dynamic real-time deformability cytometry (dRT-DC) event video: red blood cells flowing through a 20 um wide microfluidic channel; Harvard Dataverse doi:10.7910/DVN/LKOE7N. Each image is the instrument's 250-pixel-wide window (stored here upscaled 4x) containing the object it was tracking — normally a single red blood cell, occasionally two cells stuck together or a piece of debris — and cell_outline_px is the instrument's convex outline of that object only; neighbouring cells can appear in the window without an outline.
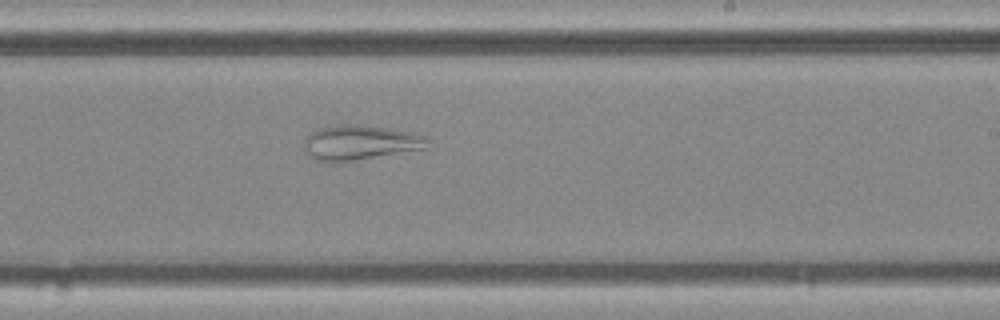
{"species": "common noctule bat (a hibernating species)", "species_latin": "Nyctalus noctula", "temperature_condition": "cold", "stored_images_in_passage": 48, "camera_frame_rate_fps": 3000, "um_per_image_px": 0.085, "animal": {"sex": "female", "body_mass_g": 25.1}, "frame": {"image": 1, "passage_image": 26, "time_ms": 8.333, "image_size_px": [1000, 320], "cell_outline_px": [[428, 140], [424, 148], [352, 160], [316, 160], [308, 156], [304, 144], [304, 136], [316, 128], [340, 124], [356, 124], [388, 128], [412, 132], [424, 136]], "centroid_in_image_um": [30.53, 12.07], "position_along_channel_um": 258.5, "area_um2": 24.45}}
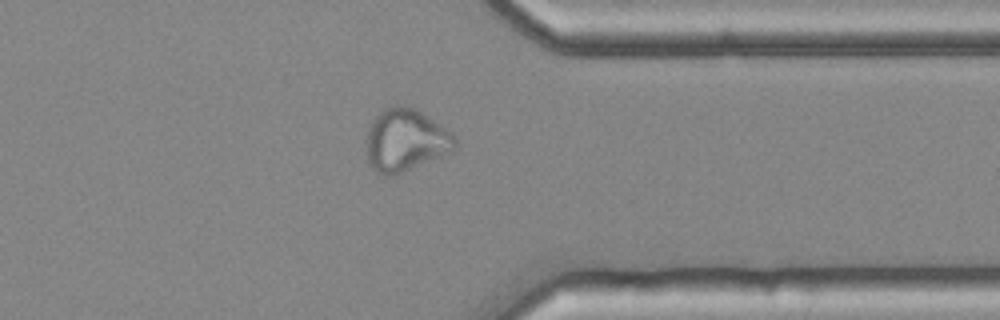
{"frame": {"image": 2, "passage_image": 36, "time_ms": 11.667, "image_size_px": [1000, 320], "cell_outline_px": [[456, 144], [452, 148], [440, 156], [392, 176], [384, 176], [372, 168], [368, 164], [368, 124], [384, 108], [392, 104], [400, 104], [416, 108], [452, 132], [456, 140]], "centroid_in_image_um": [34.44, 11.88], "position_along_channel_um": 377.0, "area_um2": 31.91}}
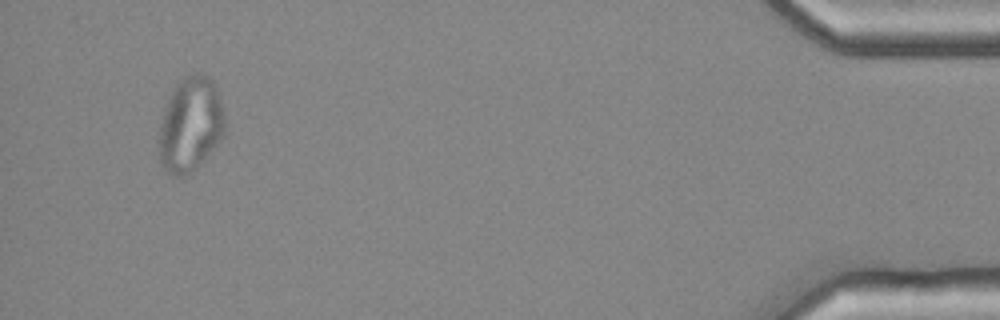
{"frame": {"image": 3, "passage_image": 45, "time_ms": 14.667, "image_size_px": [1000, 320], "cell_outline_px": [[224, 136], [200, 164], [192, 172], [184, 176], [172, 176], [164, 168], [160, 160], [160, 124], [164, 108], [172, 88], [184, 76], [196, 72], [200, 72], [208, 76], [216, 84], [224, 116]], "centroid_in_image_um": [16.19, 10.55], "position_along_channel_um": 419.0, "area_um2": 36.41}}